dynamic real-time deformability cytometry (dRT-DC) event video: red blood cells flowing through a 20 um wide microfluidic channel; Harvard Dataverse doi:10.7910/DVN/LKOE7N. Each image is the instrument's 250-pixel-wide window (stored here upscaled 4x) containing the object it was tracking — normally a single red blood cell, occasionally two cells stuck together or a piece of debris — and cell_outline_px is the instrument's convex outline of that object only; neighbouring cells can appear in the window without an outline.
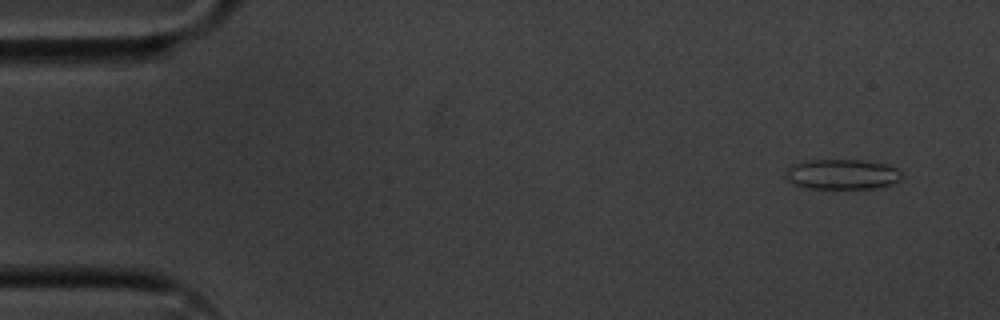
{"species": "common noctule bat (a hibernating species)", "species_latin": "Nyctalus noctula", "temperature_condition": "cold", "stored_images_in_passage": 10, "camera_frame_rate_fps": 3000, "um_per_image_px": 0.085, "animal": {"sex": "male", "body_mass_g": 20.1, "forearm_length_mm": 53.5}, "frame": {"image": 1, "passage_image": 1, "time_ms": 0.0, "image_size_px": [1000, 320], "cell_outline_px": [[900, 180], [892, 184], [876, 188], [800, 188], [784, 180], [784, 172], [792, 164], [800, 160], [860, 160], [884, 164], [896, 168], [900, 172]], "centroid_in_image_um": [71.46, 14.82], "position_along_channel_um": 13.5, "area_um2": 20.69}}
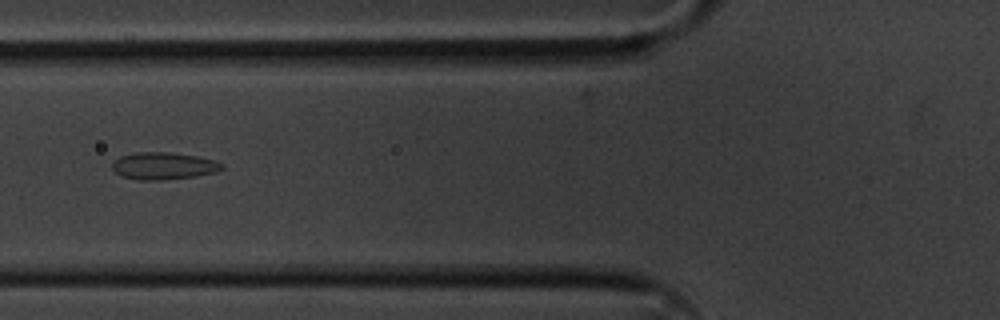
{"frame": {"image": 2, "passage_image": 6, "time_ms": 1.667, "image_size_px": [1000, 320], "cell_outline_px": [[224, 168], [216, 172], [196, 176], [164, 180], [136, 180], [120, 176], [112, 168], [112, 164], [120, 156], [136, 152], [168, 152], [196, 156], [212, 160], [224, 164]], "centroid_in_image_um": [13.89, 14.11], "position_along_channel_um": 111.9, "area_um2": 17.4}}
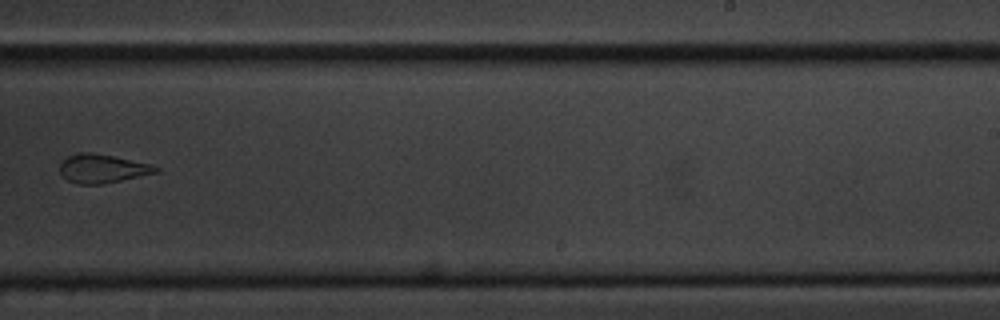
{"frame": {"image": 3, "passage_image": 10, "time_ms": 3.0, "image_size_px": [1000, 320], "cell_outline_px": [[160, 172], [100, 184], [80, 184], [68, 180], [60, 172], [60, 164], [68, 156], [76, 152], [88, 152], [112, 156], [152, 164], [160, 168]], "centroid_in_image_um": [8.72, 14.32], "position_along_channel_um": 280.3, "area_um2": 15.84}}